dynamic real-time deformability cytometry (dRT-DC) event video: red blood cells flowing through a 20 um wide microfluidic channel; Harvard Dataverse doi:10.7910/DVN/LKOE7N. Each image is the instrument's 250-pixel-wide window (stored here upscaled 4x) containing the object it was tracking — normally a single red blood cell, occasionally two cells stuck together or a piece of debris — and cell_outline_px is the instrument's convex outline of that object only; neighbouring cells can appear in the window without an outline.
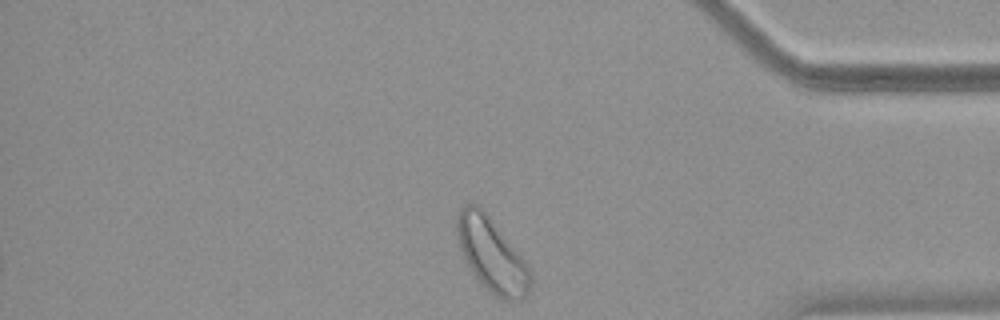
{"species": "common noctule bat (a hibernating species)", "species_latin": "Nyctalus noctula", "temperature_condition": "warm", "stored_images_in_passage": 29, "camera_frame_rate_fps": 3000, "um_per_image_px": 0.085, "animal": {"sex": "female", "body_mass_g": 18.4}, "frame": {"image": 1, "passage_image": 29, "time_ms": 9.333, "image_size_px": [1000, 320], "cell_outline_px": [[532, 276], [528, 292], [520, 300], [500, 300], [472, 272], [460, 252], [456, 232], [456, 216], [460, 208], [464, 204], [476, 204], [488, 216], [528, 264], [532, 272]], "centroid_in_image_um": [41.78, 21.65], "position_along_channel_um": 393.4, "area_um2": 31.15}}